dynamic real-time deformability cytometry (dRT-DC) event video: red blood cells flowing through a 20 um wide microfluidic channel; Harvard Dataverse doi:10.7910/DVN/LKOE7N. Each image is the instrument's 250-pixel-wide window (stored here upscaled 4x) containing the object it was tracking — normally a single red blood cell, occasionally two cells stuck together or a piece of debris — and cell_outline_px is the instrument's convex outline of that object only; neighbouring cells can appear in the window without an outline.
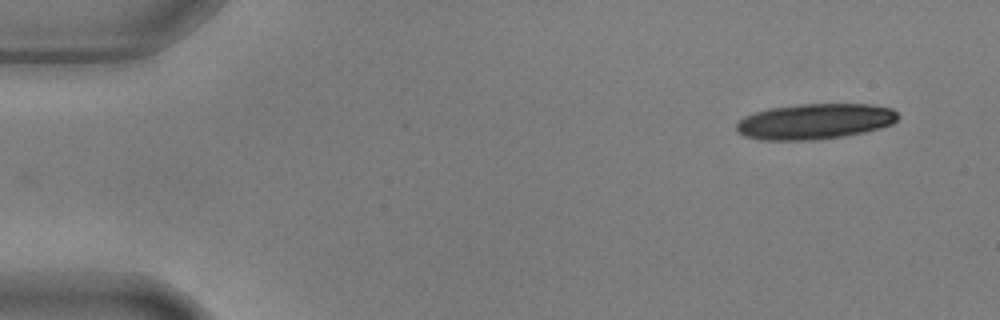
{"species": "common noctule bat (a hibernating species)", "species_latin": "Nyctalus noctula", "temperature_condition": "warm", "stored_images_in_passage": 13, "camera_frame_rate_fps": 3000, "um_per_image_px": 0.085, "animal": {"sex": "male", "body_mass_g": 17.9, "forearm_length_mm": 54.2}, "frame": {"image": 1, "passage_image": 1, "time_ms": 0.0, "image_size_px": [1000, 320], "cell_outline_px": [[900, 116], [892, 124], [880, 128], [864, 132], [844, 136], [812, 140], [760, 140], [744, 136], [736, 132], [736, 124], [744, 116], [768, 108], [804, 104], [872, 104], [892, 108]], "centroid_in_image_um": [69.26, 10.32], "position_along_channel_um": 15.7, "area_um2": 33.64}}